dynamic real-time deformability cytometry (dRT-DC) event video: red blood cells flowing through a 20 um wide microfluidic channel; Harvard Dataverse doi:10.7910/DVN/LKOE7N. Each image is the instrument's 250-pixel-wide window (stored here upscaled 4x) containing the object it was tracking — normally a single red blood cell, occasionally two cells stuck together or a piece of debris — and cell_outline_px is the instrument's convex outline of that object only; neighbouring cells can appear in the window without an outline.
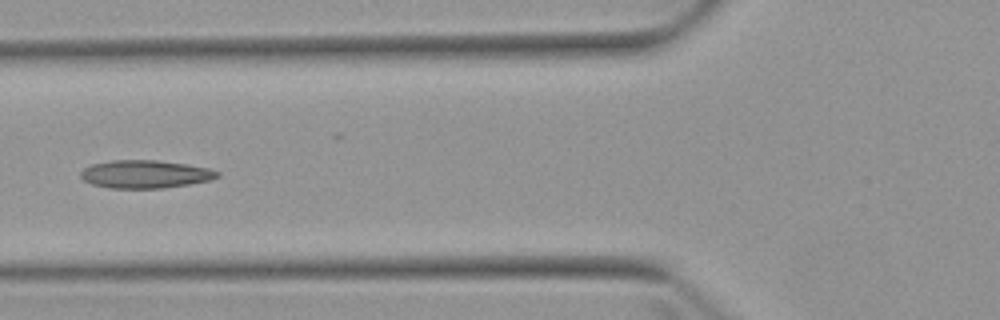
{"species": "Egyptian fruit bat (a non-hibernating species)", "species_latin": "Rousettus aegyptiacus", "temperature_condition": "warm", "stored_images_in_passage": 3, "camera_frame_rate_fps": 3000, "um_per_image_px": 0.085, "animal": {"sex": "female"}, "frame": {"image": 1, "passage_image": 3, "time_ms": 2.333, "image_size_px": [1000, 320], "cell_outline_px": [[220, 176], [212, 180], [164, 188], [108, 188], [92, 184], [84, 180], [80, 176], [80, 172], [84, 168], [92, 164], [112, 160], [156, 160], [188, 164], [208, 168], [220, 172]], "centroid_in_image_um": [12.36, 14.8], "position_along_channel_um": 113.4, "area_um2": 22.37}}